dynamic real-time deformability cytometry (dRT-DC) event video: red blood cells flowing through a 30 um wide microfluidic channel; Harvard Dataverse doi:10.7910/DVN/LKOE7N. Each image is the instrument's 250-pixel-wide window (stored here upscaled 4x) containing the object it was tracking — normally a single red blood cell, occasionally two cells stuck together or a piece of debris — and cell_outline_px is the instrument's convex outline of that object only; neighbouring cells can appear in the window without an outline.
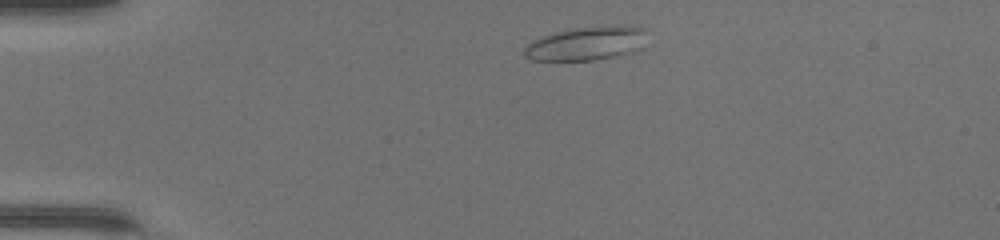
{"species": "common noctule bat (a hibernating species)", "species_latin": "Nyctalus noctula", "temperature_condition": "warm", "stored_images_in_passage": 38, "camera_frame_rate_fps": 3000, "um_per_image_px": 0.085, "animal": {"sex": "female", "body_mass_g": 17.0, "forearm_length_mm": 48.0}, "frame": {"image": 1, "passage_image": 1, "time_ms": 0.0, "image_size_px": [1000, 240], "cell_outline_px": [[648, 28], [644, 48], [632, 52], [592, 60], [532, 60], [524, 56], [524, 48], [532, 40], [556, 32], [572, 28], [612, 24], [624, 24]], "centroid_in_image_um": [49.95, 3.65], "position_along_channel_um": 35.1, "area_um2": 24.62}}
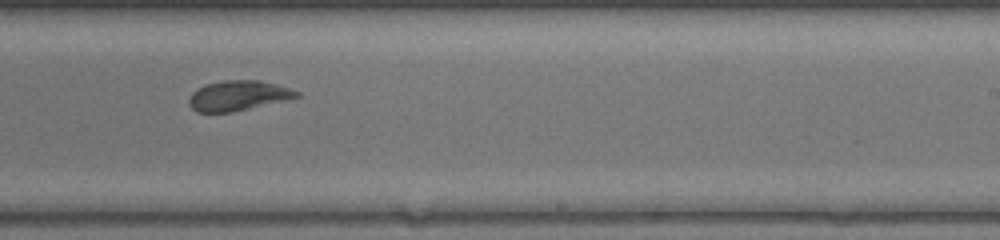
{"frame": {"image": 2, "passage_image": 21, "time_ms": 6.667, "image_size_px": [1000, 240], "cell_outline_px": [[300, 96], [232, 112], [196, 112], [188, 104], [188, 100], [192, 92], [196, 88], [204, 84], [224, 80], [260, 80], [276, 84], [300, 92]], "centroid_in_image_um": [20.18, 8.11], "position_along_channel_um": 268.8, "area_um2": 18.73}}
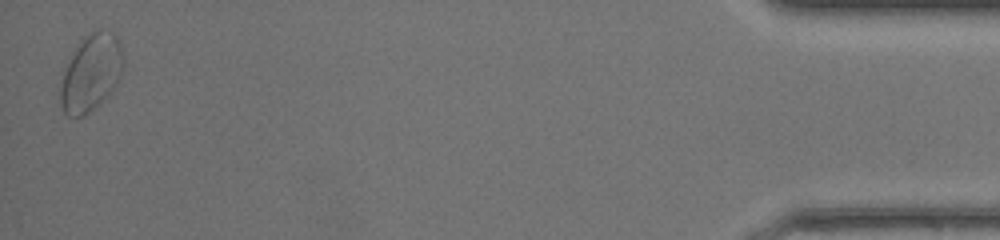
{"frame": {"image": 3, "passage_image": 38, "time_ms": 12.333, "image_size_px": [1000, 240], "cell_outline_px": [[124, 68], [116, 84], [84, 116], [68, 116], [64, 112], [60, 100], [60, 88], [64, 72], [68, 60], [80, 40], [84, 36], [92, 32], [112, 32], [120, 40], [124, 52]], "centroid_in_image_um": [7.75, 6.15], "position_along_channel_um": 427.5, "area_um2": 27.63}, "authors_computed_cell_mechanics": {"area_um2": 19.363, "velocity_mm_per_s": 4.3386, "shape_relaxation_time_tau1_ms": 4.8938, "shape_relaxation_time_tau2_ms": 1.4615, "deformation_change_tau1": 0.1694, "deformation_change_tau2": 0.0776}}